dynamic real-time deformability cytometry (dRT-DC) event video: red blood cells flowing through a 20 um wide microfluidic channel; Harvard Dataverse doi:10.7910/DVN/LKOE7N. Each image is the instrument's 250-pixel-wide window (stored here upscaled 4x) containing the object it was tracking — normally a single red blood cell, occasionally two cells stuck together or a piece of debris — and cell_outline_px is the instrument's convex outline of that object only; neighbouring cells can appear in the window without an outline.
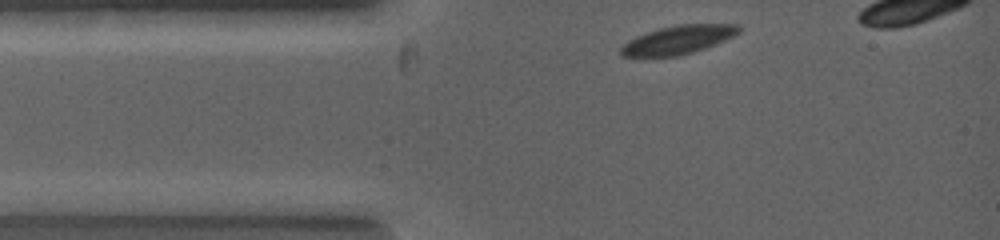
{"species": "common noctule bat (a hibernating species)", "species_latin": "Nyctalus noctula", "temperature_condition": "warm", "stored_images_in_passage": 3, "camera_frame_rate_fps": 5000, "um_per_image_px": 0.085, "animal": {"sex": "female", "body_mass_g": 19.0, "forearm_length_mm": 53.3}, "frame": {"image": 1, "passage_image": 1, "time_ms": 0.0, "image_size_px": [1000, 240], "cell_outline_px": [[740, 32], [724, 40], [692, 52], [676, 56], [624, 56], [620, 52], [620, 48], [628, 40], [636, 36], [660, 28], [680, 24], [740, 24]], "centroid_in_image_um": [57.64, 3.37], "position_along_channel_um": 27.4, "area_um2": 19.19}}